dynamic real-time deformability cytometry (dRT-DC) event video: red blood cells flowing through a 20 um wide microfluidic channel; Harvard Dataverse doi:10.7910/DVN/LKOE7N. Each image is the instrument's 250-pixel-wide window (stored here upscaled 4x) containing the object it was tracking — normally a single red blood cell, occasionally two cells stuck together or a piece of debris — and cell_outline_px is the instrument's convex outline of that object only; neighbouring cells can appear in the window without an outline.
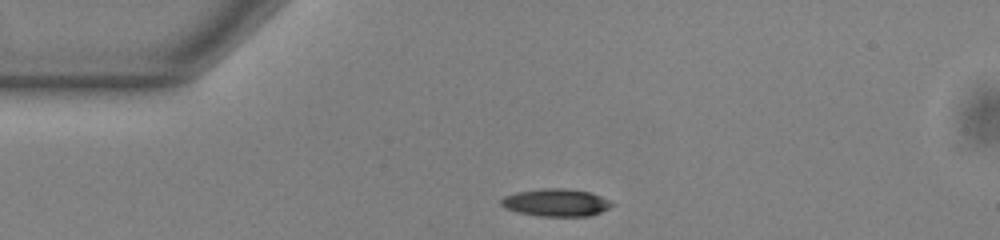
{"species": "common noctule bat (a hibernating species)", "species_latin": "Nyctalus noctula", "temperature_condition": "warm", "stored_images_in_passage": 42, "camera_frame_rate_fps": 3000, "um_per_image_px": 0.085, "animal": {"sex": "male", "body_mass_g": 13.0, "forearm_length_mm": 53.1}, "frame": {"image": 1, "passage_image": 1, "time_ms": 0.0, "image_size_px": [1000, 240], "cell_outline_px": [[616, 204], [600, 212], [588, 216], [540, 216], [516, 212], [504, 208], [500, 204], [500, 200], [504, 196], [516, 192], [544, 188], [564, 188], [592, 192]], "centroid_in_image_um": [47.24, 17.21], "position_along_channel_um": 37.8, "area_um2": 17.86}}
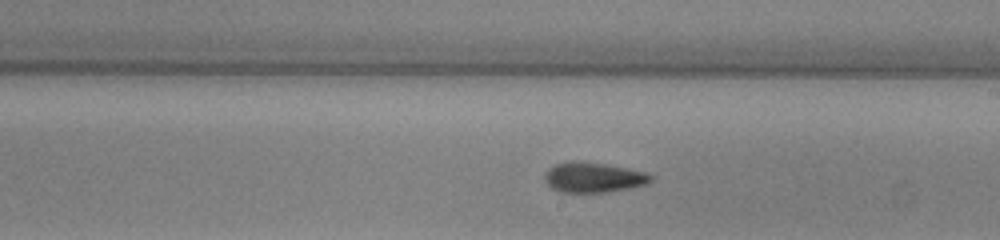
{"frame": {"image": 2, "passage_image": 19, "time_ms": 6.0, "image_size_px": [1000, 240], "cell_outline_px": [[652, 180], [648, 184], [608, 192], [560, 192], [552, 188], [544, 180], [544, 172], [548, 168], [556, 164], [604, 164], [644, 172], [652, 176]], "centroid_in_image_um": [50.44, 15.13], "position_along_channel_um": 238.6, "area_um2": 17.8}}
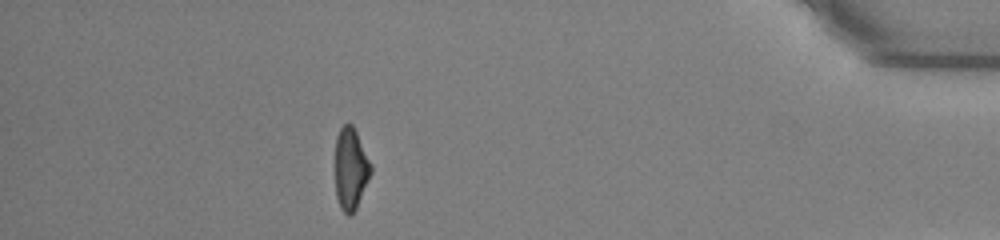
{"frame": {"image": 3, "passage_image": 36, "time_ms": 11.667, "image_size_px": [1000, 240], "cell_outline_px": [[372, 172], [356, 208], [348, 216], [340, 208], [336, 196], [336, 136], [340, 128], [344, 124], [352, 124], [372, 164]], "centroid_in_image_um": [29.82, 14.34], "position_along_channel_um": 405.4, "area_um2": 16.88}, "authors_computed_cell_mechanics": {"area_um2": 18.0625, "velocity_mm_per_s": 3.8777, "shape_relaxation_time_tau1_ms": null, "shape_relaxation_time_tau2_ms": 4.5052, "deformation_change_tau1": null, "deformation_change_tau2": 0.1348}}